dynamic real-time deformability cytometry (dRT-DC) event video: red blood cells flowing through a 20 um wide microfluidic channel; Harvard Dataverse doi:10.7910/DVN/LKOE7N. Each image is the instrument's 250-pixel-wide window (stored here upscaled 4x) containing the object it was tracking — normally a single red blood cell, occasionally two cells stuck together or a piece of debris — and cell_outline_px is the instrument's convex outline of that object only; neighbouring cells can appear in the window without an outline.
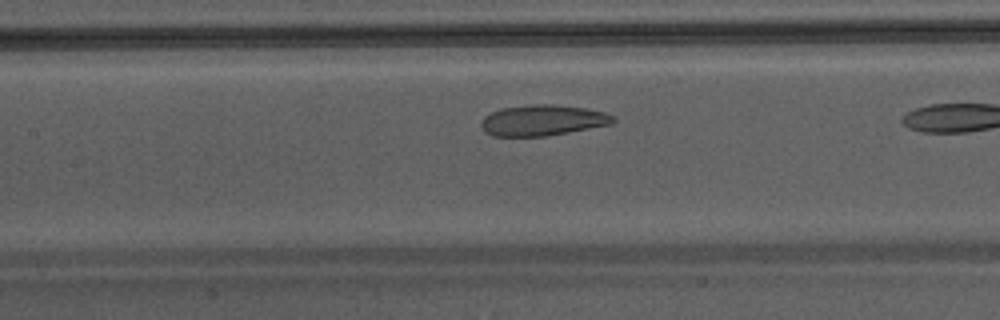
{"species": "Egyptian fruit bat (a non-hibernating species)", "species_latin": "Rousettus aegyptiacus", "temperature_condition": "warm", "stored_images_in_passage": 16, "camera_frame_rate_fps": 3000, "um_per_image_px": 0.085, "animal": {"sex": "male"}, "frame": {"image": 1, "passage_image": 10, "time_ms": 3.0, "image_size_px": [1000, 320], "cell_outline_px": [[616, 120], [612, 124], [568, 132], [544, 136], [492, 136], [484, 132], [480, 124], [480, 120], [484, 116], [500, 108], [532, 104], [552, 104], [584, 108], [604, 112], [612, 116]], "centroid_in_image_um": [46.07, 10.22], "position_along_channel_um": 161.3, "area_um2": 23.7}}